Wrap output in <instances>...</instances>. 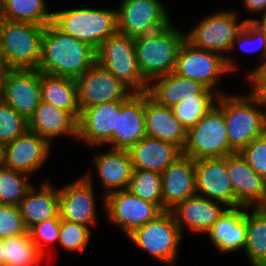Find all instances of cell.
I'll return each instance as SVG.
<instances>
[{"mask_svg":"<svg viewBox=\"0 0 266 266\" xmlns=\"http://www.w3.org/2000/svg\"><path fill=\"white\" fill-rule=\"evenodd\" d=\"M145 136L144 92H135L117 111L116 129L110 138V148L128 150Z\"/></svg>","mask_w":266,"mask_h":266,"instance_id":"603a6c76","label":"cell"},{"mask_svg":"<svg viewBox=\"0 0 266 266\" xmlns=\"http://www.w3.org/2000/svg\"><path fill=\"white\" fill-rule=\"evenodd\" d=\"M263 213L266 214V189L263 201L257 206Z\"/></svg>","mask_w":266,"mask_h":266,"instance_id":"c3c4849f","label":"cell"},{"mask_svg":"<svg viewBox=\"0 0 266 266\" xmlns=\"http://www.w3.org/2000/svg\"><path fill=\"white\" fill-rule=\"evenodd\" d=\"M46 0H2L3 18L7 21L46 26L52 22Z\"/></svg>","mask_w":266,"mask_h":266,"instance_id":"1f68e13d","label":"cell"},{"mask_svg":"<svg viewBox=\"0 0 266 266\" xmlns=\"http://www.w3.org/2000/svg\"><path fill=\"white\" fill-rule=\"evenodd\" d=\"M246 94H222L216 103L223 111L229 145L235 152L266 133V97Z\"/></svg>","mask_w":266,"mask_h":266,"instance_id":"7a4b0ae2","label":"cell"},{"mask_svg":"<svg viewBox=\"0 0 266 266\" xmlns=\"http://www.w3.org/2000/svg\"><path fill=\"white\" fill-rule=\"evenodd\" d=\"M90 227L61 219L59 241L61 248L71 252H84L90 243Z\"/></svg>","mask_w":266,"mask_h":266,"instance_id":"74e56055","label":"cell"},{"mask_svg":"<svg viewBox=\"0 0 266 266\" xmlns=\"http://www.w3.org/2000/svg\"><path fill=\"white\" fill-rule=\"evenodd\" d=\"M52 144L35 132L23 135L2 146L0 164L6 168L34 175L48 160Z\"/></svg>","mask_w":266,"mask_h":266,"instance_id":"9a60e30c","label":"cell"},{"mask_svg":"<svg viewBox=\"0 0 266 266\" xmlns=\"http://www.w3.org/2000/svg\"><path fill=\"white\" fill-rule=\"evenodd\" d=\"M26 173L0 164V203L19 206L27 191L33 186Z\"/></svg>","mask_w":266,"mask_h":266,"instance_id":"e575fe53","label":"cell"},{"mask_svg":"<svg viewBox=\"0 0 266 266\" xmlns=\"http://www.w3.org/2000/svg\"><path fill=\"white\" fill-rule=\"evenodd\" d=\"M37 188L33 184L18 206L27 230L45 220L60 218L58 188L49 181H42Z\"/></svg>","mask_w":266,"mask_h":266,"instance_id":"83f0119b","label":"cell"},{"mask_svg":"<svg viewBox=\"0 0 266 266\" xmlns=\"http://www.w3.org/2000/svg\"><path fill=\"white\" fill-rule=\"evenodd\" d=\"M117 31L132 38L161 30L173 21L161 0H120Z\"/></svg>","mask_w":266,"mask_h":266,"instance_id":"30bf717a","label":"cell"},{"mask_svg":"<svg viewBox=\"0 0 266 266\" xmlns=\"http://www.w3.org/2000/svg\"><path fill=\"white\" fill-rule=\"evenodd\" d=\"M182 152L193 160L225 157L235 152L229 145L223 111L217 105L187 130Z\"/></svg>","mask_w":266,"mask_h":266,"instance_id":"9c48e42d","label":"cell"},{"mask_svg":"<svg viewBox=\"0 0 266 266\" xmlns=\"http://www.w3.org/2000/svg\"><path fill=\"white\" fill-rule=\"evenodd\" d=\"M52 23L63 33L88 43L97 50L111 35L117 32L116 9L73 7L53 11Z\"/></svg>","mask_w":266,"mask_h":266,"instance_id":"277c9868","label":"cell"},{"mask_svg":"<svg viewBox=\"0 0 266 266\" xmlns=\"http://www.w3.org/2000/svg\"><path fill=\"white\" fill-rule=\"evenodd\" d=\"M128 190L140 199L157 204L162 209L161 173L134 169Z\"/></svg>","mask_w":266,"mask_h":266,"instance_id":"d590c367","label":"cell"},{"mask_svg":"<svg viewBox=\"0 0 266 266\" xmlns=\"http://www.w3.org/2000/svg\"><path fill=\"white\" fill-rule=\"evenodd\" d=\"M0 266H5L4 240L0 237Z\"/></svg>","mask_w":266,"mask_h":266,"instance_id":"7dc6e473","label":"cell"},{"mask_svg":"<svg viewBox=\"0 0 266 266\" xmlns=\"http://www.w3.org/2000/svg\"><path fill=\"white\" fill-rule=\"evenodd\" d=\"M3 240L5 266H39L43 264L45 257L31 240L29 231Z\"/></svg>","mask_w":266,"mask_h":266,"instance_id":"d6a6232c","label":"cell"},{"mask_svg":"<svg viewBox=\"0 0 266 266\" xmlns=\"http://www.w3.org/2000/svg\"><path fill=\"white\" fill-rule=\"evenodd\" d=\"M183 236L173 213L164 211L156 219L133 230L127 238L157 261L174 266Z\"/></svg>","mask_w":266,"mask_h":266,"instance_id":"8992f818","label":"cell"},{"mask_svg":"<svg viewBox=\"0 0 266 266\" xmlns=\"http://www.w3.org/2000/svg\"><path fill=\"white\" fill-rule=\"evenodd\" d=\"M144 126L146 136L172 143L183 151L187 130L172 108L158 104L147 92H144Z\"/></svg>","mask_w":266,"mask_h":266,"instance_id":"cb8c5ba5","label":"cell"},{"mask_svg":"<svg viewBox=\"0 0 266 266\" xmlns=\"http://www.w3.org/2000/svg\"><path fill=\"white\" fill-rule=\"evenodd\" d=\"M28 130L35 132L50 144L60 136L78 138V121L67 111L40 101L33 116L28 120Z\"/></svg>","mask_w":266,"mask_h":266,"instance_id":"484cf974","label":"cell"},{"mask_svg":"<svg viewBox=\"0 0 266 266\" xmlns=\"http://www.w3.org/2000/svg\"><path fill=\"white\" fill-rule=\"evenodd\" d=\"M4 18H3V9H2V0H0V27L2 25Z\"/></svg>","mask_w":266,"mask_h":266,"instance_id":"f907efd6","label":"cell"},{"mask_svg":"<svg viewBox=\"0 0 266 266\" xmlns=\"http://www.w3.org/2000/svg\"><path fill=\"white\" fill-rule=\"evenodd\" d=\"M196 194L235 208V191L227 173L226 156L195 160Z\"/></svg>","mask_w":266,"mask_h":266,"instance_id":"2e32d148","label":"cell"},{"mask_svg":"<svg viewBox=\"0 0 266 266\" xmlns=\"http://www.w3.org/2000/svg\"><path fill=\"white\" fill-rule=\"evenodd\" d=\"M244 21H252L257 27L261 29L266 37V13L260 16V19L255 18H247Z\"/></svg>","mask_w":266,"mask_h":266,"instance_id":"bcb514c9","label":"cell"},{"mask_svg":"<svg viewBox=\"0 0 266 266\" xmlns=\"http://www.w3.org/2000/svg\"><path fill=\"white\" fill-rule=\"evenodd\" d=\"M28 130V121L11 105L0 100V145L4 146Z\"/></svg>","mask_w":266,"mask_h":266,"instance_id":"8d00e7d4","label":"cell"},{"mask_svg":"<svg viewBox=\"0 0 266 266\" xmlns=\"http://www.w3.org/2000/svg\"><path fill=\"white\" fill-rule=\"evenodd\" d=\"M81 112L90 106L127 100L135 93L97 62L76 79Z\"/></svg>","mask_w":266,"mask_h":266,"instance_id":"4fadbf2b","label":"cell"},{"mask_svg":"<svg viewBox=\"0 0 266 266\" xmlns=\"http://www.w3.org/2000/svg\"><path fill=\"white\" fill-rule=\"evenodd\" d=\"M90 170L75 181L58 188L61 219L94 227L97 222V201Z\"/></svg>","mask_w":266,"mask_h":266,"instance_id":"5bb4252c","label":"cell"},{"mask_svg":"<svg viewBox=\"0 0 266 266\" xmlns=\"http://www.w3.org/2000/svg\"><path fill=\"white\" fill-rule=\"evenodd\" d=\"M247 163L266 180V133L240 151Z\"/></svg>","mask_w":266,"mask_h":266,"instance_id":"b9f144b4","label":"cell"},{"mask_svg":"<svg viewBox=\"0 0 266 266\" xmlns=\"http://www.w3.org/2000/svg\"><path fill=\"white\" fill-rule=\"evenodd\" d=\"M10 70L11 69L6 67L5 65L0 66V100H2L6 77Z\"/></svg>","mask_w":266,"mask_h":266,"instance_id":"f6af8a7d","label":"cell"},{"mask_svg":"<svg viewBox=\"0 0 266 266\" xmlns=\"http://www.w3.org/2000/svg\"><path fill=\"white\" fill-rule=\"evenodd\" d=\"M218 98L219 94H192L181 99L172 110L182 126L188 130L216 105Z\"/></svg>","mask_w":266,"mask_h":266,"instance_id":"836d02e7","label":"cell"},{"mask_svg":"<svg viewBox=\"0 0 266 266\" xmlns=\"http://www.w3.org/2000/svg\"><path fill=\"white\" fill-rule=\"evenodd\" d=\"M60 223L61 218H51L35 224L28 230L31 240L44 256L47 252L45 245L59 241Z\"/></svg>","mask_w":266,"mask_h":266,"instance_id":"ab89813d","label":"cell"},{"mask_svg":"<svg viewBox=\"0 0 266 266\" xmlns=\"http://www.w3.org/2000/svg\"><path fill=\"white\" fill-rule=\"evenodd\" d=\"M41 100L69 112L77 121L81 110L76 80L40 72Z\"/></svg>","mask_w":266,"mask_h":266,"instance_id":"f546056e","label":"cell"},{"mask_svg":"<svg viewBox=\"0 0 266 266\" xmlns=\"http://www.w3.org/2000/svg\"><path fill=\"white\" fill-rule=\"evenodd\" d=\"M27 231L19 207L0 203V237H14Z\"/></svg>","mask_w":266,"mask_h":266,"instance_id":"60d3db41","label":"cell"},{"mask_svg":"<svg viewBox=\"0 0 266 266\" xmlns=\"http://www.w3.org/2000/svg\"><path fill=\"white\" fill-rule=\"evenodd\" d=\"M246 80L251 94L266 97V58L246 73Z\"/></svg>","mask_w":266,"mask_h":266,"instance_id":"7bdbcfd3","label":"cell"},{"mask_svg":"<svg viewBox=\"0 0 266 266\" xmlns=\"http://www.w3.org/2000/svg\"><path fill=\"white\" fill-rule=\"evenodd\" d=\"M227 208L221 202L195 194L178 204L171 212L182 235L185 229L194 234L206 235Z\"/></svg>","mask_w":266,"mask_h":266,"instance_id":"44dd1931","label":"cell"},{"mask_svg":"<svg viewBox=\"0 0 266 266\" xmlns=\"http://www.w3.org/2000/svg\"><path fill=\"white\" fill-rule=\"evenodd\" d=\"M106 152L96 151L94 165L99 181L102 183L103 207L105 197L113 192L128 189L133 173V165L127 150L111 149Z\"/></svg>","mask_w":266,"mask_h":266,"instance_id":"7402d4cb","label":"cell"},{"mask_svg":"<svg viewBox=\"0 0 266 266\" xmlns=\"http://www.w3.org/2000/svg\"><path fill=\"white\" fill-rule=\"evenodd\" d=\"M162 210L171 211L196 194L195 160L182 155L162 173Z\"/></svg>","mask_w":266,"mask_h":266,"instance_id":"ffe728a7","label":"cell"},{"mask_svg":"<svg viewBox=\"0 0 266 266\" xmlns=\"http://www.w3.org/2000/svg\"><path fill=\"white\" fill-rule=\"evenodd\" d=\"M133 169L162 173L183 155L182 150L172 143L145 136L128 150Z\"/></svg>","mask_w":266,"mask_h":266,"instance_id":"4316f807","label":"cell"},{"mask_svg":"<svg viewBox=\"0 0 266 266\" xmlns=\"http://www.w3.org/2000/svg\"><path fill=\"white\" fill-rule=\"evenodd\" d=\"M239 21L238 12L232 9L215 11V13L201 18L195 27L185 33L186 40L194 47L225 57L228 70L235 73L239 67L235 59H232L233 56L228 53L236 35L245 23L244 20Z\"/></svg>","mask_w":266,"mask_h":266,"instance_id":"5b68a950","label":"cell"},{"mask_svg":"<svg viewBox=\"0 0 266 266\" xmlns=\"http://www.w3.org/2000/svg\"><path fill=\"white\" fill-rule=\"evenodd\" d=\"M1 152H2V146L0 145V162H1Z\"/></svg>","mask_w":266,"mask_h":266,"instance_id":"816d5d0a","label":"cell"},{"mask_svg":"<svg viewBox=\"0 0 266 266\" xmlns=\"http://www.w3.org/2000/svg\"><path fill=\"white\" fill-rule=\"evenodd\" d=\"M96 63V50L88 43L63 33L52 22L42 34L39 72L76 80Z\"/></svg>","mask_w":266,"mask_h":266,"instance_id":"6da1fadb","label":"cell"},{"mask_svg":"<svg viewBox=\"0 0 266 266\" xmlns=\"http://www.w3.org/2000/svg\"><path fill=\"white\" fill-rule=\"evenodd\" d=\"M5 65V60L2 53L1 33H0V66Z\"/></svg>","mask_w":266,"mask_h":266,"instance_id":"681fc988","label":"cell"},{"mask_svg":"<svg viewBox=\"0 0 266 266\" xmlns=\"http://www.w3.org/2000/svg\"><path fill=\"white\" fill-rule=\"evenodd\" d=\"M45 26L3 20L2 53L9 69H38Z\"/></svg>","mask_w":266,"mask_h":266,"instance_id":"52a82bcc","label":"cell"},{"mask_svg":"<svg viewBox=\"0 0 266 266\" xmlns=\"http://www.w3.org/2000/svg\"><path fill=\"white\" fill-rule=\"evenodd\" d=\"M104 208L109 222L120 228L126 237L164 212L157 204L140 199L128 189L108 194Z\"/></svg>","mask_w":266,"mask_h":266,"instance_id":"7c38bea8","label":"cell"},{"mask_svg":"<svg viewBox=\"0 0 266 266\" xmlns=\"http://www.w3.org/2000/svg\"><path fill=\"white\" fill-rule=\"evenodd\" d=\"M246 207L227 208L206 235L218 253L244 251L246 244Z\"/></svg>","mask_w":266,"mask_h":266,"instance_id":"d4e9b609","label":"cell"},{"mask_svg":"<svg viewBox=\"0 0 266 266\" xmlns=\"http://www.w3.org/2000/svg\"><path fill=\"white\" fill-rule=\"evenodd\" d=\"M174 72L182 77L202 83L219 95L228 93L216 88L222 76L231 74L227 68L225 57L212 51L194 47L187 40L179 49Z\"/></svg>","mask_w":266,"mask_h":266,"instance_id":"8fae6325","label":"cell"},{"mask_svg":"<svg viewBox=\"0 0 266 266\" xmlns=\"http://www.w3.org/2000/svg\"><path fill=\"white\" fill-rule=\"evenodd\" d=\"M147 93L158 104L170 108L192 94H218L202 83L182 77L175 72L153 79L148 85Z\"/></svg>","mask_w":266,"mask_h":266,"instance_id":"f1b7e54d","label":"cell"},{"mask_svg":"<svg viewBox=\"0 0 266 266\" xmlns=\"http://www.w3.org/2000/svg\"><path fill=\"white\" fill-rule=\"evenodd\" d=\"M2 101L28 121L41 101L38 69H11L6 77Z\"/></svg>","mask_w":266,"mask_h":266,"instance_id":"ac0fdd59","label":"cell"},{"mask_svg":"<svg viewBox=\"0 0 266 266\" xmlns=\"http://www.w3.org/2000/svg\"><path fill=\"white\" fill-rule=\"evenodd\" d=\"M126 100L100 103L81 112L78 120V142L86 146H110V138L116 129L117 111Z\"/></svg>","mask_w":266,"mask_h":266,"instance_id":"e0dca14e","label":"cell"},{"mask_svg":"<svg viewBox=\"0 0 266 266\" xmlns=\"http://www.w3.org/2000/svg\"><path fill=\"white\" fill-rule=\"evenodd\" d=\"M237 46L242 52H260V63L266 58V37L252 21H245L242 29L236 35L229 52H233Z\"/></svg>","mask_w":266,"mask_h":266,"instance_id":"f35d334b","label":"cell"},{"mask_svg":"<svg viewBox=\"0 0 266 266\" xmlns=\"http://www.w3.org/2000/svg\"><path fill=\"white\" fill-rule=\"evenodd\" d=\"M182 31L172 22L154 33L134 38L138 66L148 83L175 71L179 49L186 40V32Z\"/></svg>","mask_w":266,"mask_h":266,"instance_id":"3957f363","label":"cell"},{"mask_svg":"<svg viewBox=\"0 0 266 266\" xmlns=\"http://www.w3.org/2000/svg\"><path fill=\"white\" fill-rule=\"evenodd\" d=\"M244 253L251 266H266V214L258 207H246Z\"/></svg>","mask_w":266,"mask_h":266,"instance_id":"4dcf8cb0","label":"cell"},{"mask_svg":"<svg viewBox=\"0 0 266 266\" xmlns=\"http://www.w3.org/2000/svg\"><path fill=\"white\" fill-rule=\"evenodd\" d=\"M96 62L134 92H147L149 83L139 69L134 38L117 31L96 50Z\"/></svg>","mask_w":266,"mask_h":266,"instance_id":"ba28073f","label":"cell"},{"mask_svg":"<svg viewBox=\"0 0 266 266\" xmlns=\"http://www.w3.org/2000/svg\"><path fill=\"white\" fill-rule=\"evenodd\" d=\"M226 167L235 191V207H257L264 199L266 180L256 173L240 152L226 156Z\"/></svg>","mask_w":266,"mask_h":266,"instance_id":"d6986e66","label":"cell"},{"mask_svg":"<svg viewBox=\"0 0 266 266\" xmlns=\"http://www.w3.org/2000/svg\"><path fill=\"white\" fill-rule=\"evenodd\" d=\"M242 3L249 13H257L260 16L266 13V0H242Z\"/></svg>","mask_w":266,"mask_h":266,"instance_id":"ee69618b","label":"cell"}]
</instances>
